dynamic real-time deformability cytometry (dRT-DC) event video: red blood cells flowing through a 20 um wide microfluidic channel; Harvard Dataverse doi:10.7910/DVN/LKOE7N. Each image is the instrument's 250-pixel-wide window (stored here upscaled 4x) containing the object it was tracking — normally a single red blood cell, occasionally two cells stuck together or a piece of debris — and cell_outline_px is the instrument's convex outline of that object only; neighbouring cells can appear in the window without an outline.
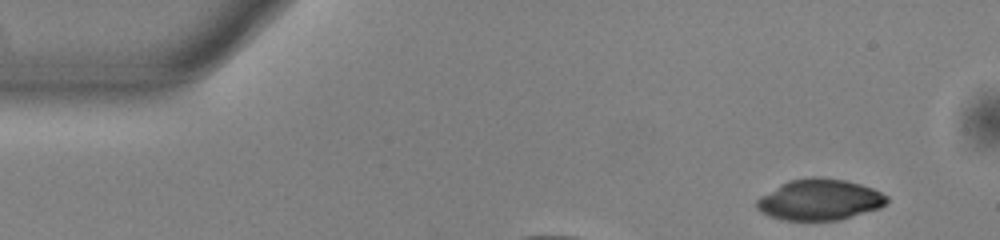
{"species": "common noctule bat (a hibernating species)", "species_latin": "Nyctalus noctula", "temperature_condition": "warm", "stored_images_in_passage": 48, "camera_frame_rate_fps": 3000, "um_per_image_px": 0.085, "animal": {"sex": "male", "body_mass_g": 13.0, "forearm_length_mm": 53.1}, "frame": {"image": 1, "passage_image": 1, "time_ms": 0.0, "image_size_px": [1000, 240], "cell_outline_px": [[888, 200], [880, 208], [836, 220], [784, 220], [760, 212], [756, 208], [756, 200], [760, 196], [780, 184], [788, 180], [812, 176], [816, 176], [844, 180], [860, 184], [872, 188], [888, 196]], "centroid_in_image_um": [69.63, 16.96], "position_along_channel_um": 15.4, "area_um2": 30.98}}